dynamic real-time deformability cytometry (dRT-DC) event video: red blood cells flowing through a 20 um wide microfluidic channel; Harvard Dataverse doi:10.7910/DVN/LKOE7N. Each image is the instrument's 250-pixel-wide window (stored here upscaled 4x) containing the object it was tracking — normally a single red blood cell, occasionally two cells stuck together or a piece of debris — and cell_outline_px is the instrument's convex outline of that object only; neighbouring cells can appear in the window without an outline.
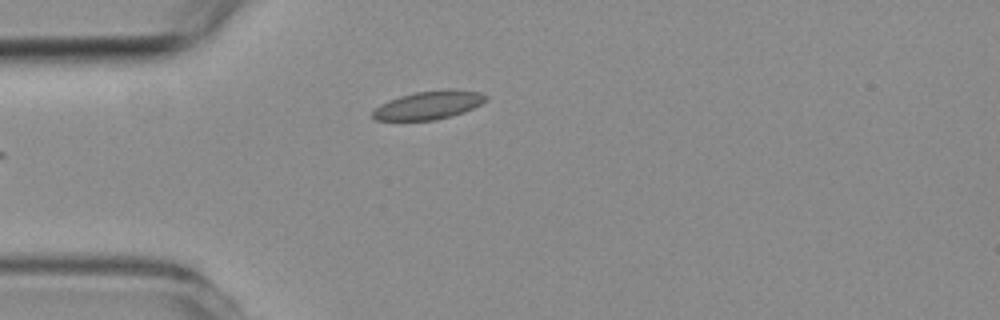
{"species": "common noctule bat (a hibernating species)", "species_latin": "Nyctalus noctula", "temperature_condition": "room temperature", "stored_images_in_passage": 5, "camera_frame_rate_fps": 3000, "um_per_image_px": 0.085, "animal": {"sex": "female", "body_mass_g": 19.3, "forearm_length_mm": 54.1}, "frame": {"image": 1, "passage_image": 5, "time_ms": 4.667, "image_size_px": [1000, 320], "cell_outline_px": [[488, 100], [464, 112], [432, 120], [376, 120], [372, 116], [372, 112], [380, 104], [388, 100], [400, 96], [416, 92], [444, 88], [452, 88], [480, 92], [488, 96]], "centroid_in_image_um": [36.46, 8.91], "position_along_channel_um": 48.5, "area_um2": 18.73}}